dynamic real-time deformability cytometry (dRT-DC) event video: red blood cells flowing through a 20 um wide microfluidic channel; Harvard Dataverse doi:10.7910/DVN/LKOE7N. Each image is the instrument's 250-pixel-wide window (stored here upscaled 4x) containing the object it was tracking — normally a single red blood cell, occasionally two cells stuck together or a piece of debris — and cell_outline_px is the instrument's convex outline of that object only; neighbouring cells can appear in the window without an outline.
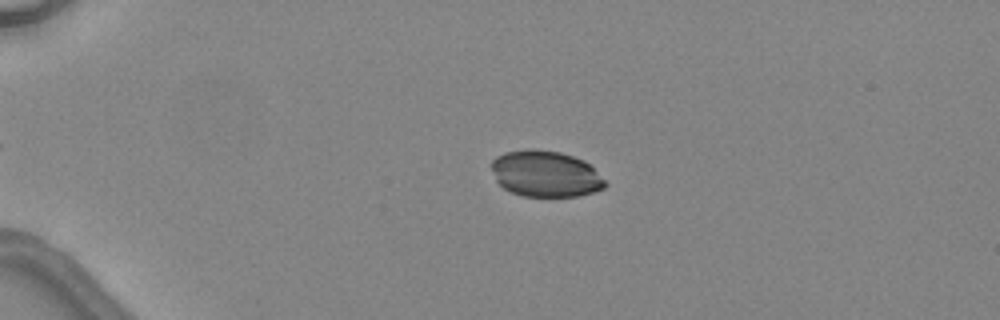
{"species": "common noctule bat (a hibernating species)", "species_latin": "Nyctalus noctula", "temperature_condition": "warm", "stored_images_in_passage": 3, "camera_frame_rate_fps": 3000, "um_per_image_px": 0.085, "animal": {"sex": "female", "body_mass_g": 24.6, "forearm_length_mm": 56.2}, "frame": {"image": 1, "passage_image": 1, "time_ms": 0.0, "image_size_px": [1000, 320], "cell_outline_px": [[608, 184], [604, 188], [580, 196], [524, 196], [512, 192], [504, 188], [496, 180], [492, 168], [492, 160], [496, 156], [504, 152], [528, 148], [532, 148], [560, 152], [584, 160]], "centroid_in_image_um": [46.35, 14.76], "position_along_channel_um": 38.6, "area_um2": 30.46}}
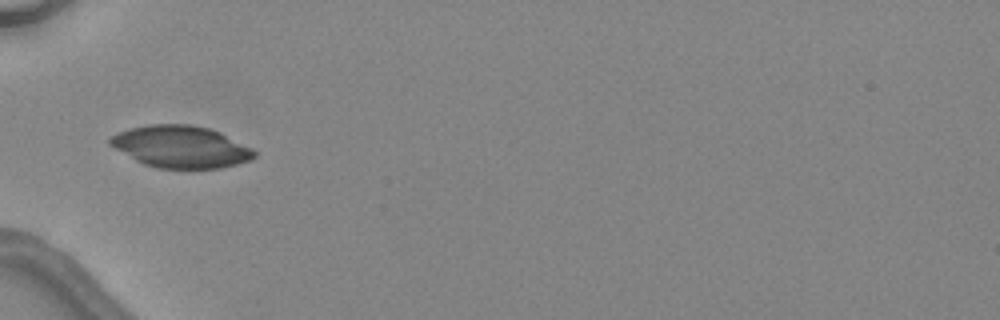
{"frame": {"image": 2, "passage_image": 2, "time_ms": 2.0, "image_size_px": [1000, 320], "cell_outline_px": [[256, 156], [252, 160], [220, 168], [156, 168], [144, 164], [136, 160], [108, 144], [108, 140], [112, 136], [120, 132], [132, 128], [148, 124], [192, 124], [208, 128], [220, 132], [252, 148], [256, 152]], "centroid_in_image_um": [15.39, 12.47], "position_along_channel_um": 69.6, "area_um2": 35.14}}